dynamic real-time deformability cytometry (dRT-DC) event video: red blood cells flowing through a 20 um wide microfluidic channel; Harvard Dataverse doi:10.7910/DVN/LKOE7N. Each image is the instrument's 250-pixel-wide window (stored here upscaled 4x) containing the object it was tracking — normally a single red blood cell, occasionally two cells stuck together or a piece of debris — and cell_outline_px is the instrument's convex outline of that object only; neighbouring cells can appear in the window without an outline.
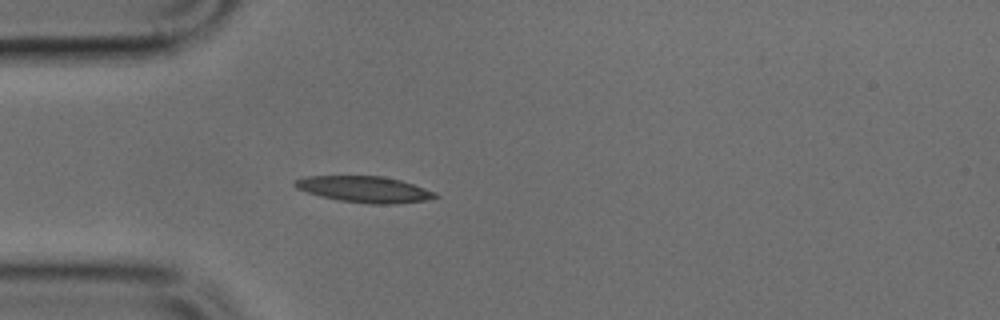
{"species": "common noctule bat (a hibernating species)", "species_latin": "Nyctalus noctula", "temperature_condition": "cold", "stored_images_in_passage": 15, "camera_frame_rate_fps": 3000, "um_per_image_px": 0.085, "animal": {"sex": "male", "body_mass_g": 17.9, "forearm_length_mm": 54.2}, "frame": {"image": 1, "passage_image": 13, "time_ms": 4.0, "image_size_px": [1000, 320], "cell_outline_px": [[440, 196], [424, 200], [396, 204], [368, 204], [340, 200], [320, 196], [296, 188], [292, 184], [292, 180], [308, 176], [384, 176], [400, 180], [436, 192]], "centroid_in_image_um": [30.95, 16.09], "position_along_channel_um": 54.0, "area_um2": 21.39}}